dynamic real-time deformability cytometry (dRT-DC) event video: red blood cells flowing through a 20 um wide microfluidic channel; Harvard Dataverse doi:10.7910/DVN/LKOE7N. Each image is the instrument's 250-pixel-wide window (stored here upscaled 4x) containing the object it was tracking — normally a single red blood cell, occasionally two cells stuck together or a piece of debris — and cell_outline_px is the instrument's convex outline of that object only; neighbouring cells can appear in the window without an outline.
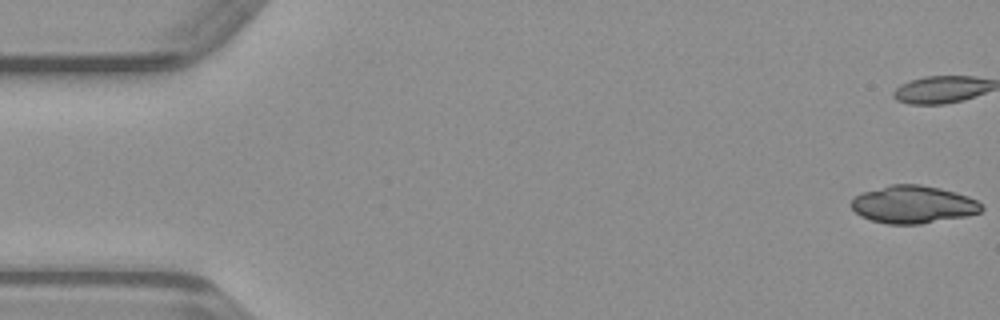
{"species": "common noctule bat (a hibernating species)", "species_latin": "Nyctalus noctula", "temperature_condition": "warm", "stored_images_in_passage": 16, "camera_frame_rate_fps": 3000, "um_per_image_px": 0.085, "animal": {"sex": "male", "body_mass_g": 23.1, "forearm_length_mm": 52.7}, "frame": {"image": 1, "passage_image": 1, "time_ms": 0.0, "image_size_px": [1000, 320], "cell_outline_px": [[984, 208], [980, 212], [968, 216], [920, 224], [888, 224], [872, 220], [860, 216], [852, 208], [852, 200], [860, 192], [892, 184], [920, 184], [940, 188], [956, 192], [968, 196], [976, 200]], "centroid_in_image_um": [77.63, 17.38], "position_along_channel_um": 7.4, "area_um2": 28.61}}